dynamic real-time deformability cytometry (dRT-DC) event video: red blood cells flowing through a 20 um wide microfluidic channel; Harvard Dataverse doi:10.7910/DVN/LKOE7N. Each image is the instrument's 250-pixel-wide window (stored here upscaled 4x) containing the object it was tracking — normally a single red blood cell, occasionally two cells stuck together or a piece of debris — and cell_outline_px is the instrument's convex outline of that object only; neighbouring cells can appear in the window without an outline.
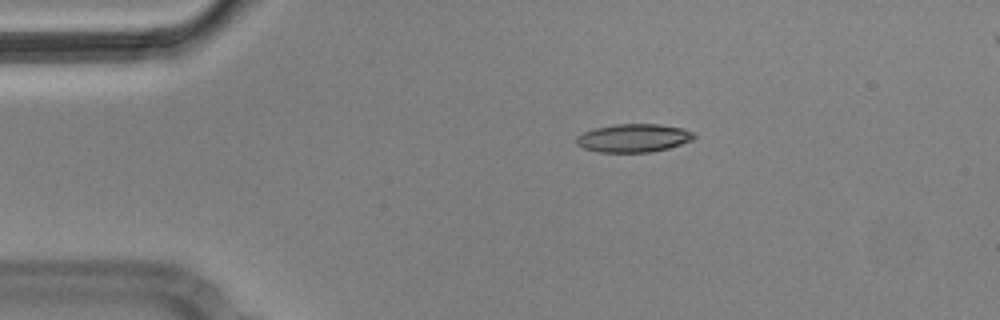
{"species": "Egyptian fruit bat (a non-hibernating species)", "species_latin": "Rousettus aegyptiacus", "temperature_condition": "cold", "stored_images_in_passage": 15, "camera_frame_rate_fps": 3000, "um_per_image_px": 0.085, "animal": {"sex": "male"}, "frame": {"image": 1, "passage_image": 3, "time_ms": 0.667, "image_size_px": [1000, 320], "cell_outline_px": [[696, 136], [692, 140], [668, 148], [648, 152], [600, 152], [584, 148], [576, 144], [576, 136], [584, 132], [596, 128], [616, 124], [660, 124], [684, 128], [692, 132]], "centroid_in_image_um": [53.85, 11.72], "position_along_channel_um": 31.1, "area_um2": 19.25}}
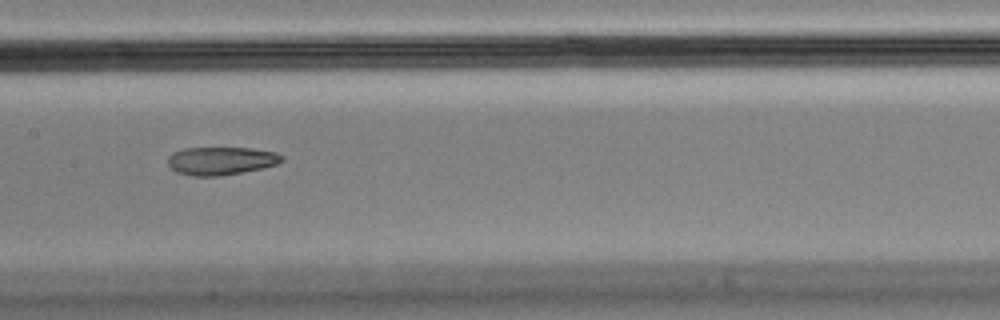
{"frame": {"image": 2, "passage_image": 7, "time_ms": 2.0, "image_size_px": [1000, 320], "cell_outline_px": [[284, 160], [276, 164], [260, 168], [220, 176], [192, 176], [176, 172], [168, 164], [168, 156], [172, 152], [184, 148], [252, 148], [276, 152], [284, 156]], "centroid_in_image_um": [18.77, 13.66], "position_along_channel_um": 188.6, "area_um2": 18.61}}
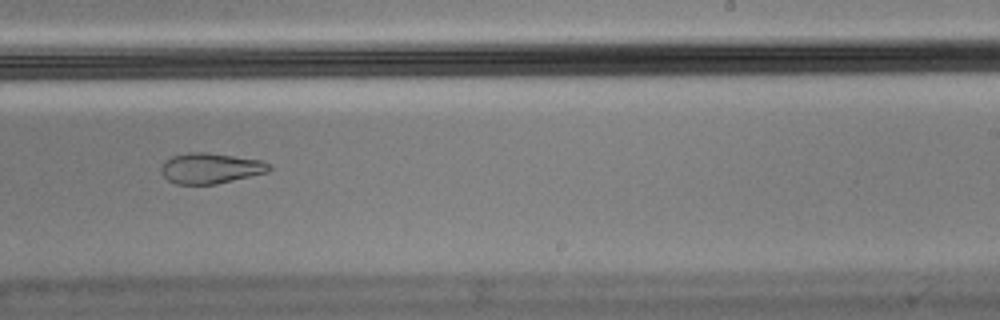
{"frame": {"image": 3, "passage_image": 9, "time_ms": 2.667, "image_size_px": [1000, 320], "cell_outline_px": [[272, 168], [268, 172], [216, 184], [176, 184], [168, 180], [160, 172], [160, 168], [172, 156], [188, 152], [208, 152], [260, 160], [272, 164]], "centroid_in_image_um": [17.91, 14.3], "position_along_channel_um": 271.1, "area_um2": 19.19}}